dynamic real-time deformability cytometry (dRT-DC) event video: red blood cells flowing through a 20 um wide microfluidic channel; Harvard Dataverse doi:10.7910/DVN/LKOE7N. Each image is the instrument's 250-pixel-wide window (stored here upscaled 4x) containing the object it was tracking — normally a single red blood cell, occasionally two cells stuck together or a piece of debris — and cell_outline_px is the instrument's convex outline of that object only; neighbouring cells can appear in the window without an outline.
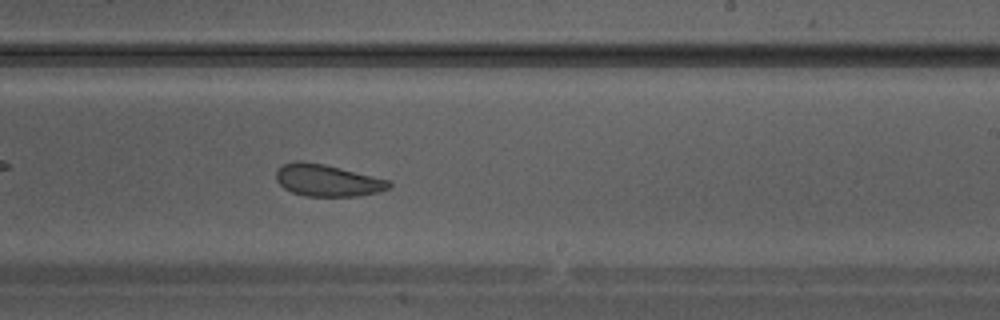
{"species": "Egyptian fruit bat (a non-hibernating species)", "species_latin": "Rousettus aegyptiacus", "temperature_condition": "warm", "stored_images_in_passage": 31, "camera_frame_rate_fps": 3000, "um_per_image_px": 0.085, "animal": {"sex": "male"}, "frame": {"image": 1, "passage_image": 18, "time_ms": 5.667, "image_size_px": [1000, 320], "cell_outline_px": [[392, 184], [388, 188], [380, 192], [360, 196], [304, 196], [292, 192], [284, 188], [276, 180], [276, 172], [284, 164], [296, 160], [300, 160], [324, 164], [388, 180]], "centroid_in_image_um": [27.81, 15.34], "position_along_channel_um": 261.2, "area_um2": 20.87}}